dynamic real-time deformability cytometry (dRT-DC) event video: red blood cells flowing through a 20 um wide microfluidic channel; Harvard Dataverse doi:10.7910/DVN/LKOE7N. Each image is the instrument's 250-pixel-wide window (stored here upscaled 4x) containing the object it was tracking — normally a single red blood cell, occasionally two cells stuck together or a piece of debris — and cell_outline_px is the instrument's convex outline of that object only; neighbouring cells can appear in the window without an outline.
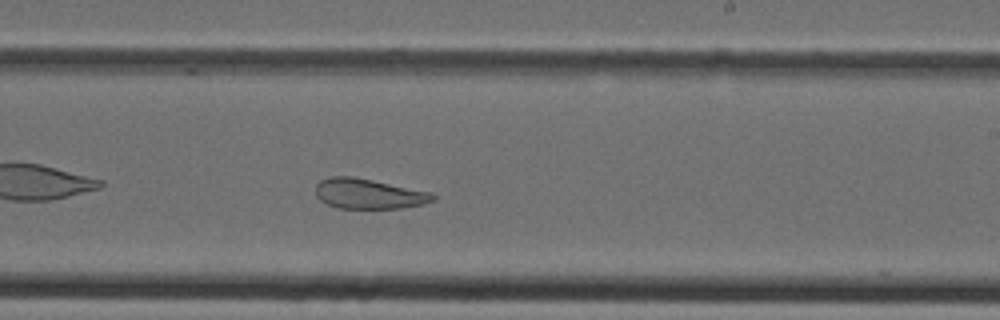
{"species": "Egyptian fruit bat (a non-hibernating species)", "species_latin": "Rousettus aegyptiacus", "temperature_condition": "cold", "stored_images_in_passage": 29, "camera_frame_rate_fps": 3000, "um_per_image_px": 0.085, "animal": {"sex": "female"}, "frame": {"image": 1, "passage_image": 13, "time_ms": 4.0, "image_size_px": [1000, 320], "cell_outline_px": [[436, 200], [424, 204], [400, 208], [336, 208], [320, 200], [316, 196], [316, 184], [320, 180], [332, 176], [352, 176], [432, 192], [436, 196]], "centroid_in_image_um": [31.35, 16.47], "position_along_channel_um": 257.7, "area_um2": 20.63}}